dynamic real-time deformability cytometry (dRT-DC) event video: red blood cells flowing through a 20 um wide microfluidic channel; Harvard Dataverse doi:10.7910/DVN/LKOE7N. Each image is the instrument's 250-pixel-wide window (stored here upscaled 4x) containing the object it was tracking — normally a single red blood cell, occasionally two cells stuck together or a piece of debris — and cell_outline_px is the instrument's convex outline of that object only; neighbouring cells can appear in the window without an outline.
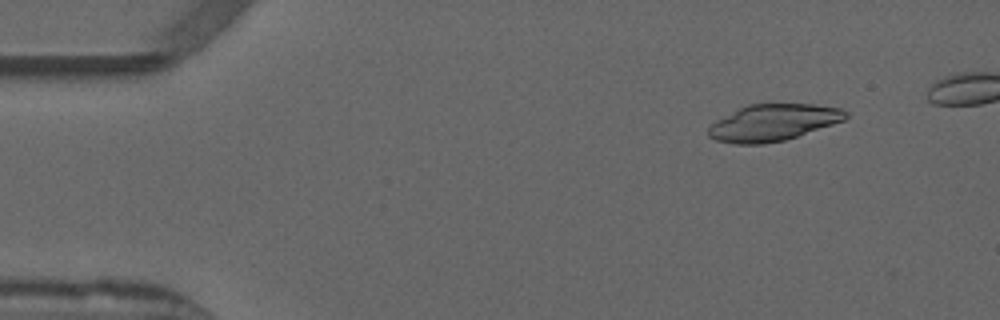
{"species": "common noctule bat (a hibernating species)", "species_latin": "Nyctalus noctula", "temperature_condition": "warm", "stored_images_in_passage": 43, "camera_frame_rate_fps": 3000, "um_per_image_px": 0.085, "animal": {"sex": "male", "forearm_length_mm": 52.5}, "frame": {"image": 1, "passage_image": 1, "time_ms": 0.0, "image_size_px": [1000, 320], "cell_outline_px": [[848, 116], [844, 120], [784, 140], [764, 144], [736, 144], [716, 140], [708, 136], [708, 128], [716, 120], [748, 104], [812, 104], [840, 108], [848, 112]], "centroid_in_image_um": [65.7, 10.42], "position_along_channel_um": 19.3, "area_um2": 28.96}}